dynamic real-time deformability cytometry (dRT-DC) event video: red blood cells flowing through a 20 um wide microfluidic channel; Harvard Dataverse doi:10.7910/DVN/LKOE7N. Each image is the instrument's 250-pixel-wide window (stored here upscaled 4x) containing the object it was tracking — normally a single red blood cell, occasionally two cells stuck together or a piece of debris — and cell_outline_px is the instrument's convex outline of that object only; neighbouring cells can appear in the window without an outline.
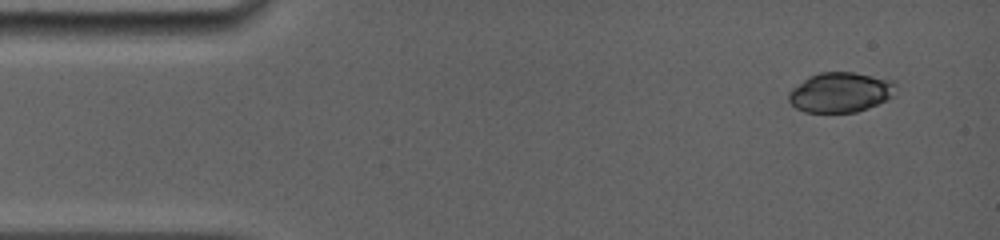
{"species": "common noctule bat (a hibernating species)", "species_latin": "Nyctalus noctula", "temperature_condition": "room temperature", "stored_images_in_passage": 19, "camera_frame_rate_fps": 5000, "um_per_image_px": 0.085, "animal": {"sex": "female", "body_mass_g": 19.0, "forearm_length_mm": 56.7}, "frame": {"image": 1, "passage_image": 1, "time_ms": 0.0, "image_size_px": [1000, 240], "cell_outline_px": [[896, 84], [892, 96], [868, 108], [856, 112], [804, 112], [796, 108], [788, 100], [788, 92], [792, 88], [808, 76], [820, 72], [852, 72], [896, 80]], "centroid_in_image_um": [71.41, 7.84], "position_along_channel_um": 13.6, "area_um2": 24.97}}
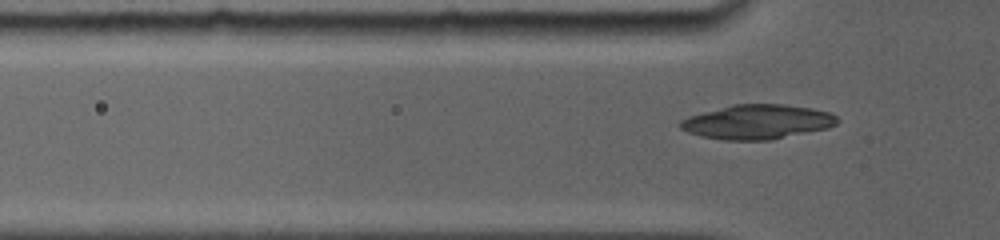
{"frame": {"image": 2, "passage_image": 16, "time_ms": 3.6, "image_size_px": [1000, 240], "cell_outline_px": [[840, 120], [836, 124], [828, 128], [772, 140], [724, 140], [700, 136], [688, 132], [680, 128], [680, 120], [688, 116], [732, 104], [784, 104], [812, 108], [832, 112]], "centroid_in_image_um": [64.4, 10.36], "position_along_channel_um": 61.4, "area_um2": 31.73}}